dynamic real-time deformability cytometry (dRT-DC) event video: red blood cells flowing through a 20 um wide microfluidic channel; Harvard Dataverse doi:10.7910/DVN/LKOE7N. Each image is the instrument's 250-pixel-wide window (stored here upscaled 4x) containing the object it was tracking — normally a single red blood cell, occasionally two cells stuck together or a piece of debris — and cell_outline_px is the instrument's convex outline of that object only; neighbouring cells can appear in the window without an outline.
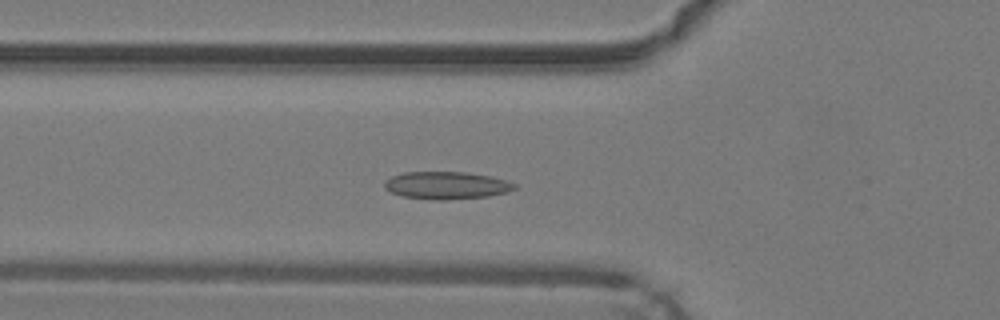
{"species": "common noctule bat (a hibernating species)", "species_latin": "Nyctalus noctula", "temperature_condition": "warm", "stored_images_in_passage": 44, "camera_frame_rate_fps": 3000, "um_per_image_px": 0.085, "animal": {"sex": "male", "body_mass_g": 19.2, "forearm_length_mm": 51.8}, "frame": {"image": 1, "passage_image": 13, "time_ms": 4.0, "image_size_px": [1000, 320], "cell_outline_px": [[516, 188], [508, 192], [488, 196], [448, 200], [440, 200], [400, 196], [384, 188], [384, 180], [392, 176], [404, 172], [468, 172], [488, 176], [504, 180], [516, 184]], "centroid_in_image_um": [37.92, 15.76], "position_along_channel_um": 87.9, "area_um2": 20.81}}
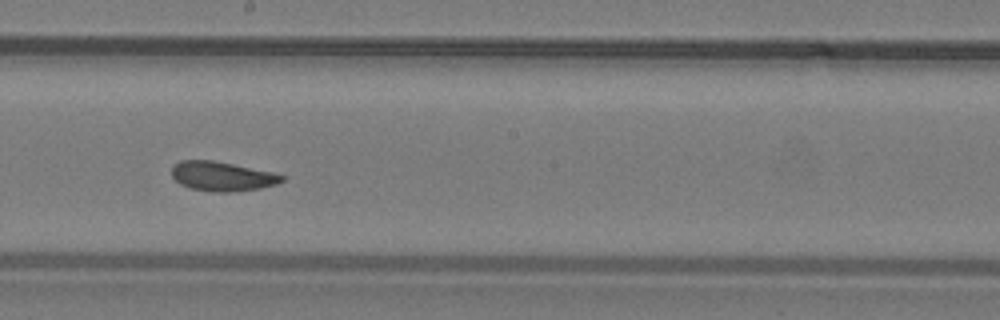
{"frame": {"image": 2, "passage_image": 23, "time_ms": 7.333, "image_size_px": [1000, 320], "cell_outline_px": [[284, 180], [276, 184], [260, 188], [232, 192], [212, 192], [192, 188], [180, 184], [172, 176], [172, 164], [180, 160], [212, 160], [272, 172], [284, 176]], "centroid_in_image_um": [18.85, 14.98], "position_along_channel_um": 229.4, "area_um2": 18.79}}
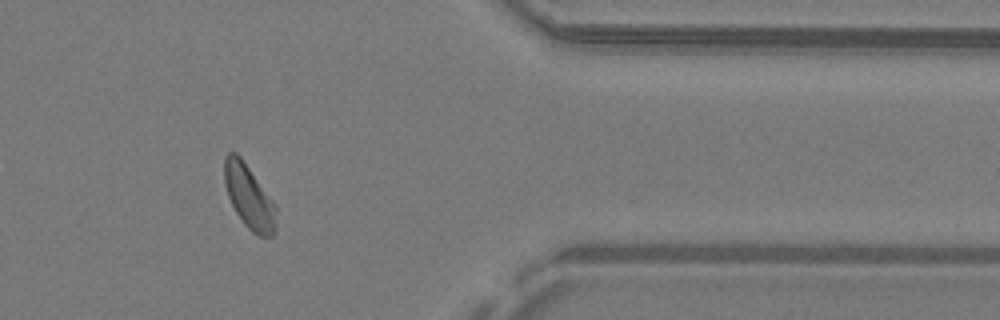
{"frame": {"image": 3, "passage_image": 36, "time_ms": 11.667, "image_size_px": [1000, 320], "cell_outline_px": [[276, 232], [272, 236], [260, 236], [252, 232], [244, 224], [236, 212], [228, 196], [224, 184], [224, 156], [228, 152], [236, 152], [240, 156], [276, 204]], "centroid_in_image_um": [21.17, 16.72], "position_along_channel_um": 390.2, "area_um2": 19.31}, "authors_computed_cell_mechanics": {"area_um2": 19.3341, "velocity_mm_per_s": 4.2244, "shape_relaxation_time_tau1_ms": 5.7822, "shape_relaxation_time_tau2_ms": 2.839, "deformation_change_tau1": 0.1364, "deformation_change_tau2": 0.0412}}